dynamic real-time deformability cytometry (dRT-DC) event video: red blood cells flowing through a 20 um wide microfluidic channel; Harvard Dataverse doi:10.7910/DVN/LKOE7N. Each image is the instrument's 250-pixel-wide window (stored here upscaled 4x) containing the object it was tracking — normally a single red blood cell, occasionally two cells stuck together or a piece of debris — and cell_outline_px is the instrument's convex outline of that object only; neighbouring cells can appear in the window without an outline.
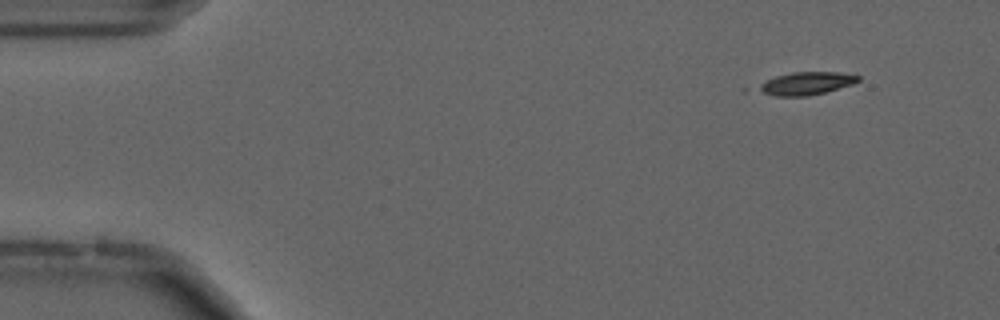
{"species": "common noctule bat (a hibernating species)", "species_latin": "Nyctalus noctula", "temperature_condition": "cold", "stored_images_in_passage": 56, "camera_frame_rate_fps": 3000, "um_per_image_px": 0.085, "animal": {"sex": "male", "forearm_length_mm": 52.5}, "frame": {"image": 1, "passage_image": 5, "time_ms": 1.333, "image_size_px": [1000, 320], "cell_outline_px": [[860, 80], [852, 84], [824, 92], [808, 96], [776, 96], [744, 92], [744, 88], [776, 76], [792, 72], [840, 72], [860, 76]], "centroid_in_image_um": [68.21, 7.12], "position_along_channel_um": 16.8, "area_um2": 14.16}}
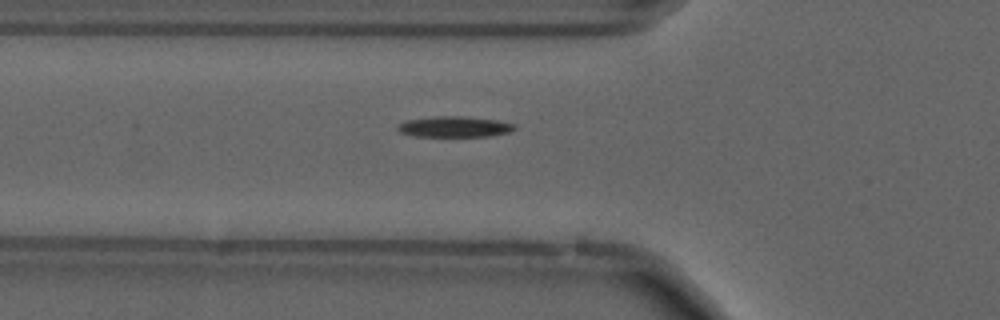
{"frame": {"image": 2, "passage_image": 19, "time_ms": 6.0, "image_size_px": [1000, 320], "cell_outline_px": [[516, 128], [508, 132], [488, 136], [416, 136], [400, 132], [396, 128], [400, 124], [408, 120], [436, 116], [460, 116], [500, 120], [516, 124]], "centroid_in_image_um": [38.67, 10.76], "position_along_channel_um": 87.1, "area_um2": 13.99}}